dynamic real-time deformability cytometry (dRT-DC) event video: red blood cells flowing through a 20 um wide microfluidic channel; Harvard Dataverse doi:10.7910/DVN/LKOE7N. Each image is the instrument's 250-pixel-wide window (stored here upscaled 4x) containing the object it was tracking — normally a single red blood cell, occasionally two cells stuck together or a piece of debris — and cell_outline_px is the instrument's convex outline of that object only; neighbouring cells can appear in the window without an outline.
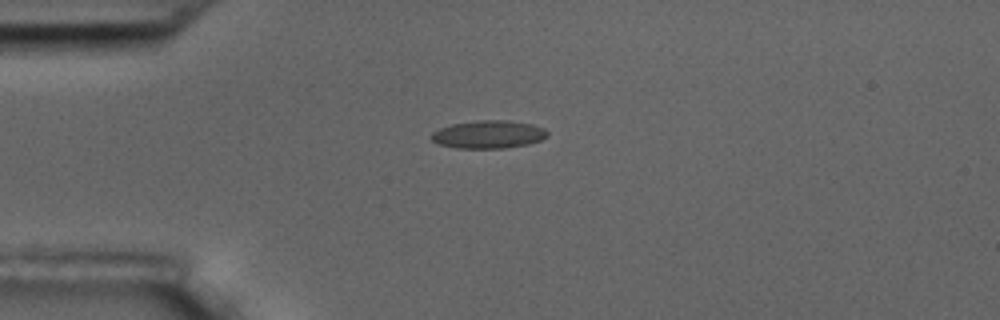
{"species": "common noctule bat (a hibernating species)", "species_latin": "Nyctalus noctula", "temperature_condition": "room temperature", "stored_images_in_passage": 1, "camera_frame_rate_fps": 3000, "um_per_image_px": 0.085, "animal": {"sex": "male", "body_mass_g": 17.5, "forearm_length_mm": 52.3}, "frame": {"image": 1, "passage_image": 1, "time_ms": 0.0, "image_size_px": [1000, 320], "cell_outline_px": [[548, 136], [540, 140], [528, 144], [504, 148], [456, 148], [440, 144], [432, 140], [428, 136], [432, 132], [440, 128], [452, 124], [476, 120], [508, 120], [532, 124], [544, 128], [548, 132]], "centroid_in_image_um": [41.51, 11.42], "position_along_channel_um": 43.5, "area_um2": 18.96}}